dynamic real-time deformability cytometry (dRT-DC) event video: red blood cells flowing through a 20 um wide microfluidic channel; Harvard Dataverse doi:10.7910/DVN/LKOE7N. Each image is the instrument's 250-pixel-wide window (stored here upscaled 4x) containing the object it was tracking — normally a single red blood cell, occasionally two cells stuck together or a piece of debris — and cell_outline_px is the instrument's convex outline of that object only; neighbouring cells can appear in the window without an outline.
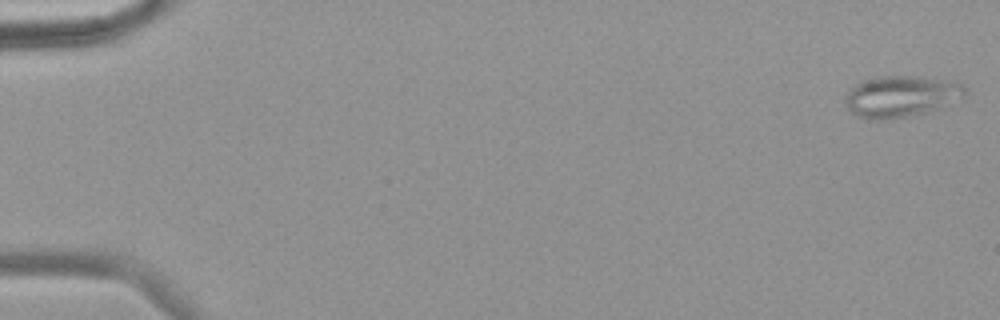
{"species": "common noctule bat (a hibernating species)", "species_latin": "Nyctalus noctula", "temperature_condition": "warm", "stored_images_in_passage": 57, "camera_frame_rate_fps": 3000, "um_per_image_px": 0.085, "animal": {"sex": "female", "body_mass_g": 18.4}, "frame": {"image": 1, "passage_image": 1, "time_ms": 0.0, "image_size_px": [1000, 320], "cell_outline_px": [[968, 92], [964, 96], [924, 112], [904, 116], [880, 120], [868, 120], [856, 116], [848, 108], [844, 100], [844, 96], [860, 80], [876, 76], [916, 76], [944, 80], [960, 84], [968, 88]], "centroid_in_image_um": [76.5, 8.17], "position_along_channel_um": 8.5, "area_um2": 28.44}}
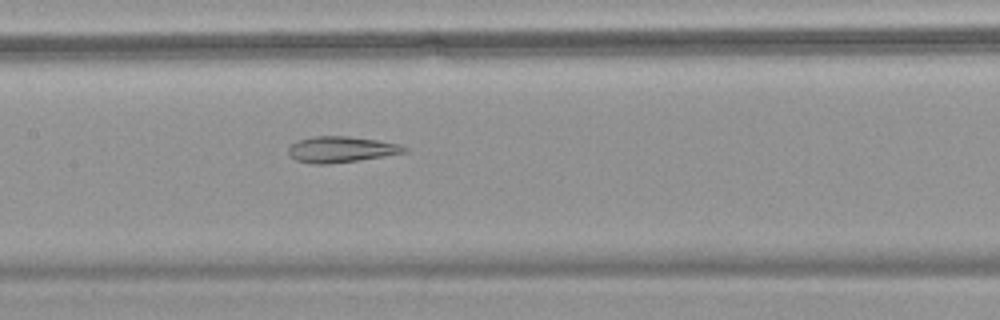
{"frame": {"image": 2, "passage_image": 29, "time_ms": 9.333, "image_size_px": [1000, 320], "cell_outline_px": [[408, 152], [384, 156], [328, 164], [312, 164], [296, 160], [288, 152], [288, 148], [292, 144], [300, 140], [316, 136], [348, 136], [376, 140], [400, 144], [408, 148]], "centroid_in_image_um": [29.02, 12.7], "position_along_channel_um": 178.4, "area_um2": 17.34}}
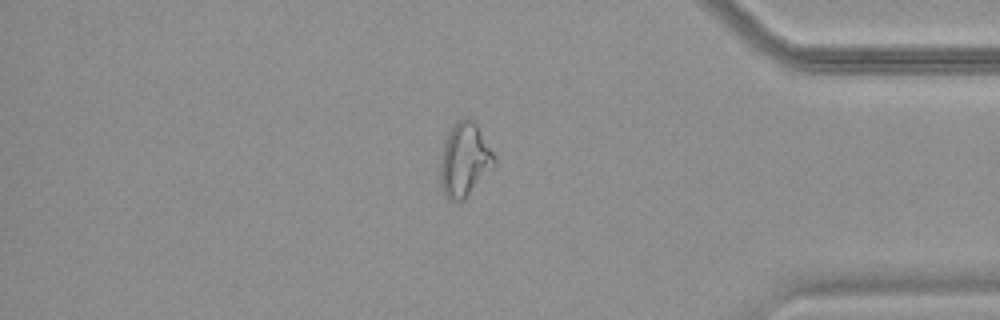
{"frame": {"image": 3, "passage_image": 49, "time_ms": 16.0, "image_size_px": [1000, 320], "cell_outline_px": [[496, 168], [460, 200], [452, 200], [444, 192], [440, 180], [440, 164], [444, 140], [452, 124], [460, 120], [472, 120], [476, 124], [496, 156]], "centroid_in_image_um": [39.52, 13.55], "position_along_channel_um": 395.7, "area_um2": 22.89}, "authors_computed_cell_mechanics": {"area_um2": 23.3512, "velocity_mm_per_s": 3.5961, "shape_relaxation_time_tau1_ms": null, "shape_relaxation_time_tau2_ms": 1.8973, "deformation_change_tau1": null, "deformation_change_tau2": 0.1006}}